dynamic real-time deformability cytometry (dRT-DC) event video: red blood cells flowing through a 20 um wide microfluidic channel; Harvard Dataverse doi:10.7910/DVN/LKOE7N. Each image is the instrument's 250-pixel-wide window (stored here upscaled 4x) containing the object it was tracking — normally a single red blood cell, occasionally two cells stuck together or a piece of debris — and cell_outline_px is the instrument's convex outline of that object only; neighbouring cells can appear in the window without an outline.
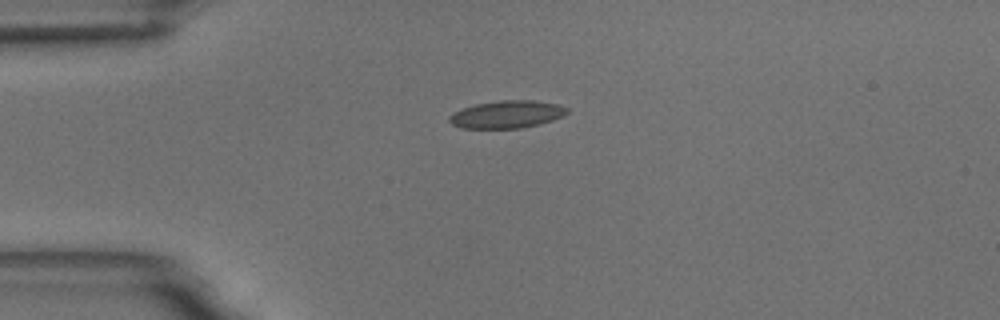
{"species": "common noctule bat (a hibernating species)", "species_latin": "Nyctalus noctula", "temperature_condition": "room temperature", "stored_images_in_passage": 42, "camera_frame_rate_fps": 3000, "um_per_image_px": 0.085, "animal": {"sex": "male", "body_mass_g": 18.8}, "frame": {"image": 1, "passage_image": 1, "time_ms": 0.0, "image_size_px": [1000, 320], "cell_outline_px": [[568, 112], [552, 120], [520, 128], [460, 128], [452, 124], [448, 120], [448, 116], [452, 112], [476, 104], [500, 100], [532, 100], [556, 104], [568, 108]], "centroid_in_image_um": [43.02, 9.72], "position_along_channel_um": 42.0, "area_um2": 18.67}}
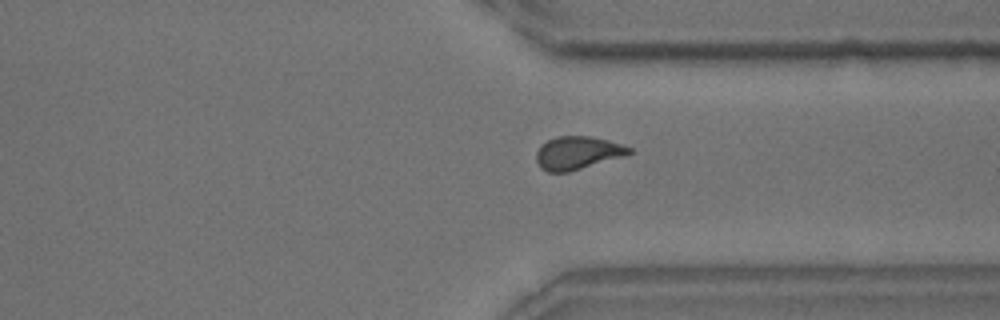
{"frame": {"image": 2, "passage_image": 29, "time_ms": 9.333, "image_size_px": [1000, 320], "cell_outline_px": [[632, 152], [624, 156], [568, 172], [548, 172], [540, 168], [536, 160], [536, 152], [540, 144], [556, 136], [592, 136], [608, 140], [632, 148]], "centroid_in_image_um": [49.06, 12.99], "position_along_channel_um": 362.3, "area_um2": 17.92}}
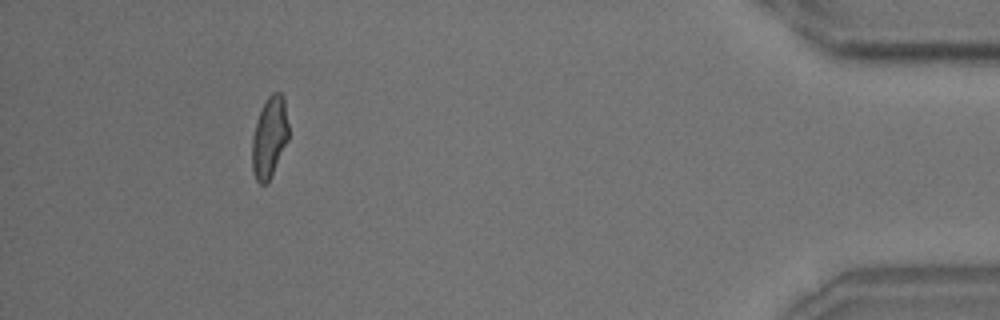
{"frame": {"image": 3, "passage_image": 38, "time_ms": 12.333, "image_size_px": [1000, 320], "cell_outline_px": [[288, 140], [268, 180], [264, 184], [260, 184], [256, 180], [252, 168], [252, 136], [256, 120], [268, 96], [272, 92], [280, 92], [284, 96], [288, 124]], "centroid_in_image_um": [22.89, 11.62], "position_along_channel_um": 412.3, "area_um2": 16.99}, "authors_computed_cell_mechanics": {"area_um2": 17.8891, "velocity_mm_per_s": 3.6708, "shape_relaxation_time_tau1_ms": 4.5652, "shape_relaxation_time_tau2_ms": 1.1155, "deformation_change_tau1": 0.1332, "deformation_change_tau2": 0.0814}}